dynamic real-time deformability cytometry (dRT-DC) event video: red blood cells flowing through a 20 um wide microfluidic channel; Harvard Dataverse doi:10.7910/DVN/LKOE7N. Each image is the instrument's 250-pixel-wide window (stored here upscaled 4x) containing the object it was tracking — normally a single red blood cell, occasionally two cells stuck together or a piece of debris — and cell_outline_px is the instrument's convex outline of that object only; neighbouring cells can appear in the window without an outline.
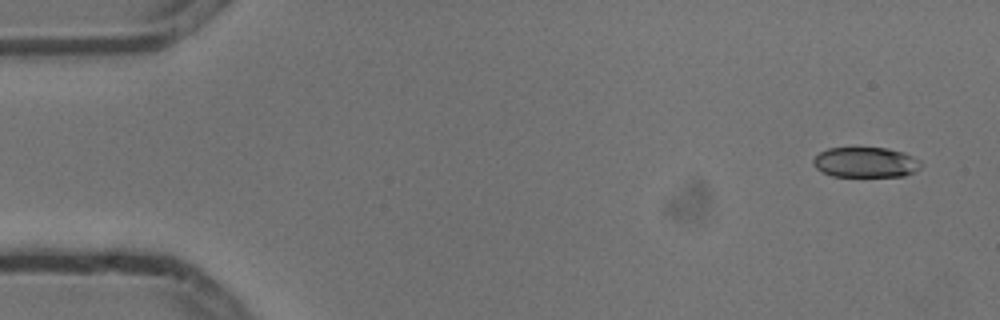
{"species": "common noctule bat (a hibernating species)", "species_latin": "Nyctalus noctula", "temperature_condition": "cold", "stored_images_in_passage": 6, "camera_frame_rate_fps": 3000, "um_per_image_px": 0.085, "animal": {"sex": "male", "body_mass_g": 13.3}, "frame": {"image": 1, "passage_image": 1, "time_ms": 0.0, "image_size_px": [1000, 320], "cell_outline_px": [[920, 168], [904, 176], [832, 176], [816, 168], [812, 164], [812, 160], [820, 152], [828, 148], [884, 148], [904, 152], [920, 160]], "centroid_in_image_um": [73.56, 13.79], "position_along_channel_um": 11.4, "area_um2": 18.84}}
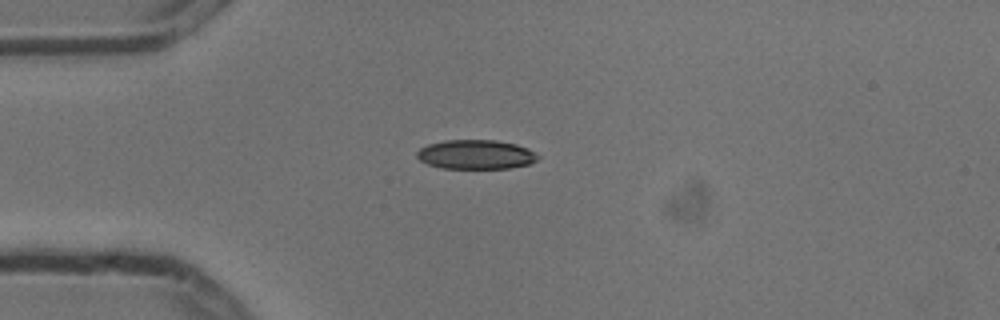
{"frame": {"image": 2, "passage_image": 4, "time_ms": 1.0, "image_size_px": [1000, 320], "cell_outline_px": [[540, 156], [536, 160], [528, 164], [512, 168], [440, 168], [428, 164], [420, 160], [416, 156], [416, 152], [420, 148], [428, 144], [444, 140], [496, 140], [516, 144], [528, 148]], "centroid_in_image_um": [40.44, 13.13], "position_along_channel_um": 44.6, "area_um2": 20.69}}
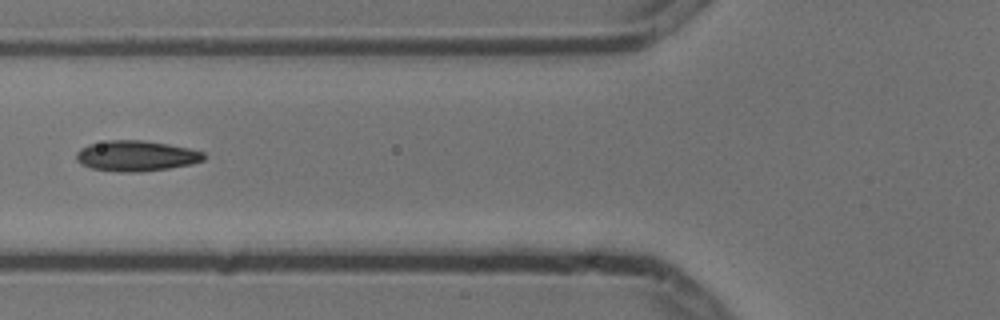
{"frame": {"image": 3, "passage_image": 6, "time_ms": 1.667, "image_size_px": [1000, 320], "cell_outline_px": [[204, 160], [192, 164], [168, 168], [140, 172], [120, 172], [92, 168], [80, 164], [76, 160], [76, 152], [80, 148], [88, 144], [108, 140], [144, 140], [168, 144], [188, 148], [204, 152]], "centroid_in_image_um": [11.55, 13.25], "position_along_channel_um": 114.3, "area_um2": 22.77}}